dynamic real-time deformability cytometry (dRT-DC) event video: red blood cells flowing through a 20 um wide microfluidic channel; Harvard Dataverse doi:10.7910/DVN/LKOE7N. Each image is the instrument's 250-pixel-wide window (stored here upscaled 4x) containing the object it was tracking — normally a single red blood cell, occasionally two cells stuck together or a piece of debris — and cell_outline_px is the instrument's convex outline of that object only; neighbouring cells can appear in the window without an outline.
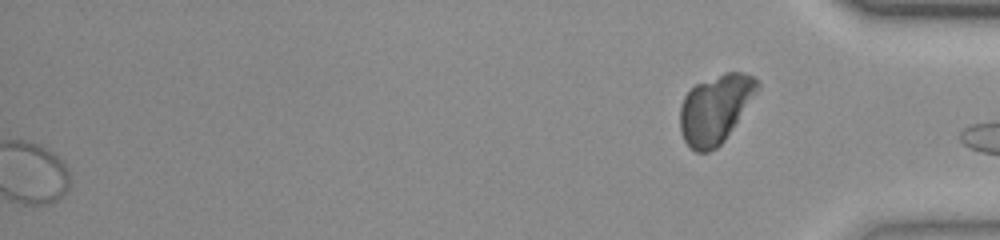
{"species": "common noctule bat (a hibernating species)", "species_latin": "Nyctalus noctula", "temperature_condition": "room temperature", "stored_images_in_passage": 41, "segment_of_instrument_passage": [2, 2], "camera_frame_rate_fps": 3000, "um_per_image_px": 0.085, "animal": {"sex": "female", "body_mass_g": 23.0, "forearm_length_mm": 53.4}, "frame": {"image": 1, "passage_image": 41, "time_ms": 13.333, "image_size_px": [1000, 240], "cell_outline_px": [[760, 88], [724, 140], [716, 148], [708, 152], [696, 152], [684, 140], [680, 132], [680, 104], [684, 96], [696, 84], [724, 72], [744, 72], [752, 76], [760, 84]], "centroid_in_image_um": [60.79, 9.24], "position_along_channel_um": 374.4, "area_um2": 30.63}}